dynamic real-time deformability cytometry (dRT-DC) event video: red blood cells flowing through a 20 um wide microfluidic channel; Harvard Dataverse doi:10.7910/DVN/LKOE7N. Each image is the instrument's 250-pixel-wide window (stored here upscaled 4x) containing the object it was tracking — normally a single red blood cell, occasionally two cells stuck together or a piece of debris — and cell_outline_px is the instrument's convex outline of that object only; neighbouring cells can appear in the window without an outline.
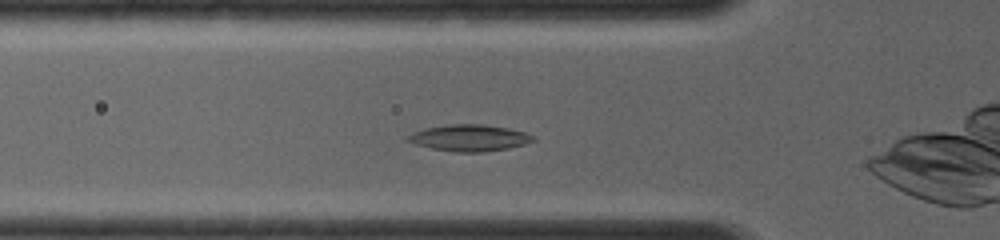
{"species": "common noctule bat (a hibernating species)", "species_latin": "Nyctalus noctula", "temperature_condition": "room temperature", "stored_images_in_passage": 43, "camera_frame_rate_fps": 4000, "um_per_image_px": 0.085, "animal": {"sex": "female", "body_mass_g": 19.0, "forearm_length_mm": 56.7}, "frame": {"image": 1, "passage_image": 6, "time_ms": 1.25, "image_size_px": [1000, 240], "cell_outline_px": [[536, 140], [524, 144], [508, 148], [484, 152], [452, 152], [432, 148], [416, 144], [404, 140], [412, 132], [424, 128], [448, 124], [480, 124], [508, 128], [524, 132], [536, 136]], "centroid_in_image_um": [39.89, 11.72], "position_along_channel_um": 85.9, "area_um2": 19.42}}
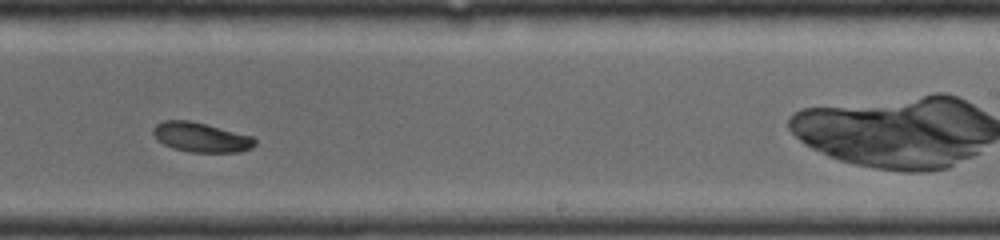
{"frame": {"image": 2, "passage_image": 22, "time_ms": 5.25, "image_size_px": [1000, 240], "cell_outline_px": [[256, 144], [252, 148], [240, 152], [192, 152], [172, 148], [156, 140], [152, 132], [152, 128], [156, 124], [164, 120], [188, 120], [252, 136], [256, 140]], "centroid_in_image_um": [17.06, 11.67], "position_along_channel_um": 271.9, "area_um2": 17.51}}
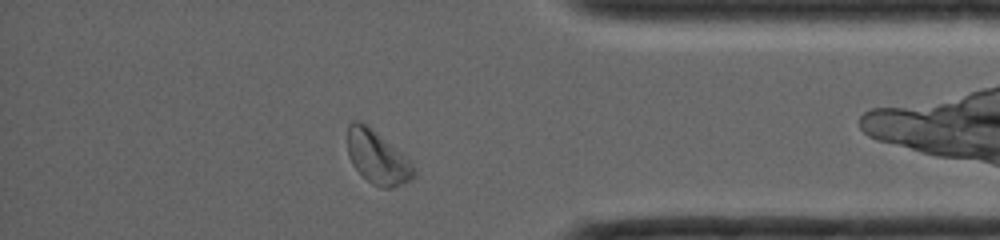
{"frame": {"image": 3, "passage_image": 37, "time_ms": 8.25, "image_size_px": [1000, 240], "cell_outline_px": [[416, 176], [412, 180], [392, 188], [384, 188], [372, 184], [352, 164], [348, 156], [348, 124], [352, 120], [356, 120], [364, 124], [404, 156], [416, 168]], "centroid_in_image_um": [32.08, 13.42], "position_along_channel_um": 403.1, "area_um2": 19.94}}